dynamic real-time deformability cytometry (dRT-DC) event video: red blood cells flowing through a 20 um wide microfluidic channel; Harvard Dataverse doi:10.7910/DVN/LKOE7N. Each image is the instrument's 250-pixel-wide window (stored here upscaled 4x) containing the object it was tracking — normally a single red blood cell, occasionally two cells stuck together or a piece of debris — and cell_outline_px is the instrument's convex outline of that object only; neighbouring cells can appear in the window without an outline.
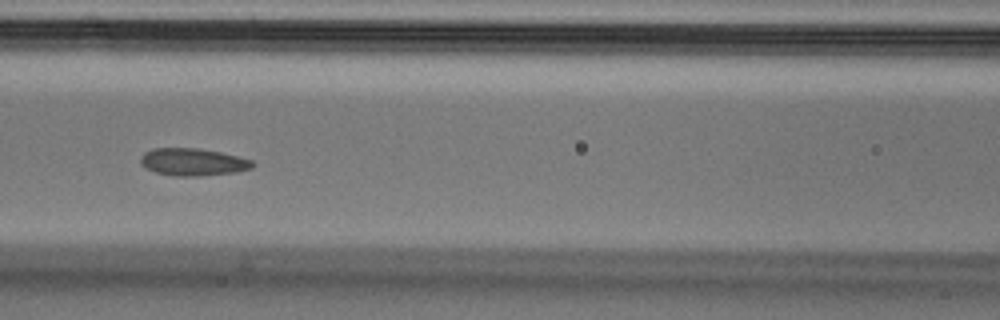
{"species": "Egyptian fruit bat (a non-hibernating species)", "species_latin": "Rousettus aegyptiacus", "temperature_condition": "cold", "stored_images_in_passage": 53, "camera_frame_rate_fps": 3000, "um_per_image_px": 0.085, "animal": {"sex": "male"}, "frame": {"image": 1, "passage_image": 22, "time_ms": 7.0, "image_size_px": [1000, 320], "cell_outline_px": [[256, 164], [252, 168], [236, 172], [200, 176], [172, 176], [156, 172], [140, 164], [140, 156], [144, 152], [152, 148], [200, 148], [220, 152], [252, 160]], "centroid_in_image_um": [16.39, 13.77], "position_along_channel_um": 150.2, "area_um2": 17.98}}
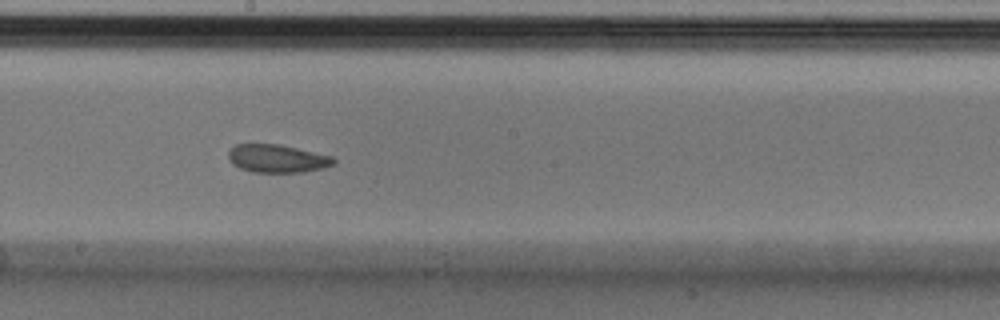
{"frame": {"image": 2, "passage_image": 28, "time_ms": 9.0, "image_size_px": [1000, 320], "cell_outline_px": [[336, 164], [324, 168], [304, 172], [252, 172], [240, 168], [232, 164], [228, 160], [228, 152], [236, 144], [280, 144], [332, 156], [336, 160]], "centroid_in_image_um": [23.57, 13.48], "position_along_channel_um": 224.6, "area_um2": 17.34}}
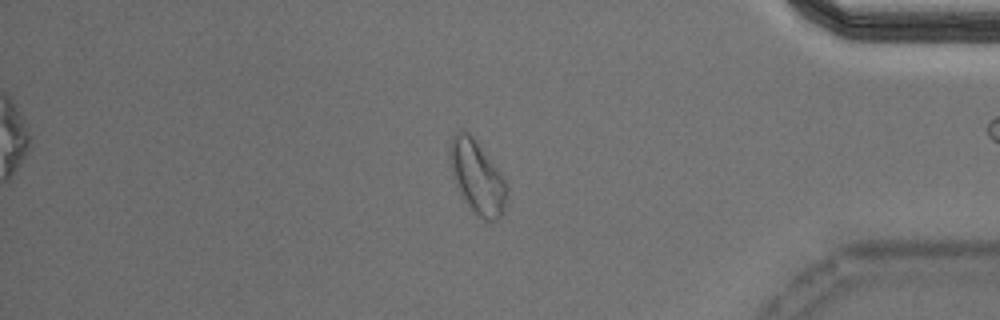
{"frame": {"image": 3, "passage_image": 44, "time_ms": 14.333, "image_size_px": [1000, 320], "cell_outline_px": [[508, 196], [504, 212], [492, 224], [488, 224], [476, 216], [472, 212], [460, 192], [452, 176], [448, 160], [448, 152], [452, 136], [460, 128], [464, 128], [476, 140], [504, 176], [508, 184]], "centroid_in_image_um": [40.58, 15.08], "position_along_channel_um": 394.6, "area_um2": 25.26}, "authors_computed_cell_mechanics": {"area_um2": 18.1492, "velocity_mm_per_s": 3.7353, "shape_relaxation_time_tau1_ms": 4.4904, "shape_relaxation_time_tau2_ms": 2.7106, "deformation_change_tau1": 0.0986, "deformation_change_tau2": 0.0635}}